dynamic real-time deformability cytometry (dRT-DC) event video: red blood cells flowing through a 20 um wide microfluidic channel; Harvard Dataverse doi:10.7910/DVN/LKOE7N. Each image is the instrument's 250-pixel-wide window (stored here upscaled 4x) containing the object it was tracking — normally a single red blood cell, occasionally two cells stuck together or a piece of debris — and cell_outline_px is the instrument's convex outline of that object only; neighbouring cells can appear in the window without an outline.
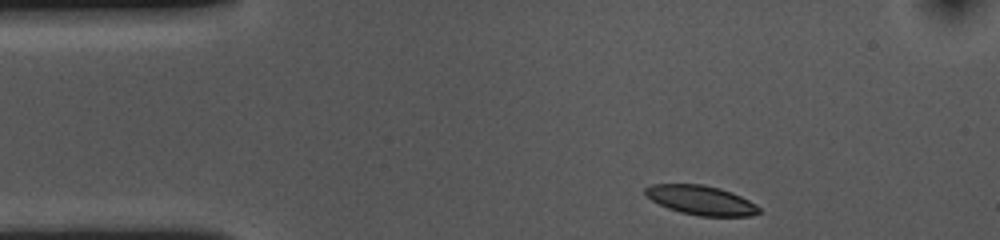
{"species": "common noctule bat (a hibernating species)", "species_latin": "Nyctalus noctula", "temperature_condition": "cold", "stored_images_in_passage": 38, "camera_frame_rate_fps": 3000, "um_per_image_px": 0.085, "animal": {"sex": "female", "body_mass_g": 10.0, "forearm_length_mm": 53.1}, "frame": {"image": 1, "passage_image": 1, "time_ms": 0.0, "image_size_px": [1000, 240], "cell_outline_px": [[760, 212], [752, 216], [700, 216], [680, 212], [668, 208], [652, 200], [644, 192], [644, 188], [652, 184], [700, 184], [720, 188], [732, 192], [756, 204], [760, 208]], "centroid_in_image_um": [59.6, 17.02], "position_along_channel_um": 25.4, "area_um2": 19.36}}
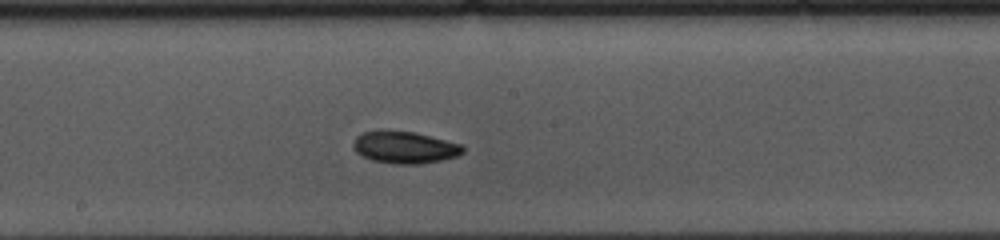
{"frame": {"image": 2, "passage_image": 21, "time_ms": 6.667, "image_size_px": [1000, 240], "cell_outline_px": [[464, 152], [456, 156], [440, 160], [420, 164], [396, 164], [372, 160], [356, 152], [352, 144], [356, 136], [364, 132], [412, 132], [460, 144], [464, 148]], "centroid_in_image_um": [34.39, 12.55], "position_along_channel_um": 213.8, "area_um2": 19.77}}
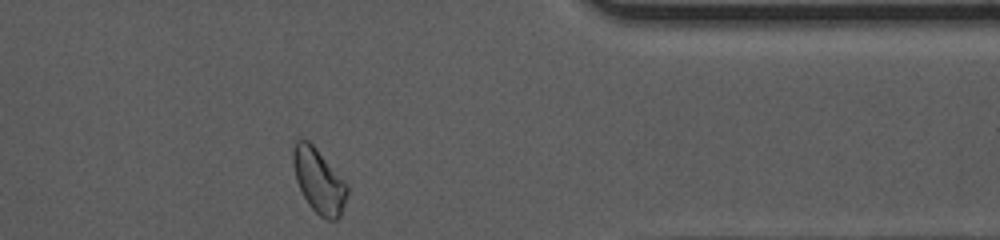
{"frame": {"image": 3, "passage_image": 37, "time_ms": 12.0, "image_size_px": [1000, 240], "cell_outline_px": [[348, 192], [340, 216], [336, 220], [324, 220], [308, 204], [296, 180], [292, 164], [292, 148], [296, 140], [308, 140], [316, 148], [348, 184]], "centroid_in_image_um": [27.09, 15.37], "position_along_channel_um": 384.3, "area_um2": 20.29}, "authors_computed_cell_mechanics": {"area_um2": 20.0855, "velocity_mm_per_s": 3.5733, "shape_relaxation_time_tau1_ms": 2.7123, "shape_relaxation_time_tau2_ms": null, "deformation_change_tau1": 0.0792, "deformation_change_tau2": null}}